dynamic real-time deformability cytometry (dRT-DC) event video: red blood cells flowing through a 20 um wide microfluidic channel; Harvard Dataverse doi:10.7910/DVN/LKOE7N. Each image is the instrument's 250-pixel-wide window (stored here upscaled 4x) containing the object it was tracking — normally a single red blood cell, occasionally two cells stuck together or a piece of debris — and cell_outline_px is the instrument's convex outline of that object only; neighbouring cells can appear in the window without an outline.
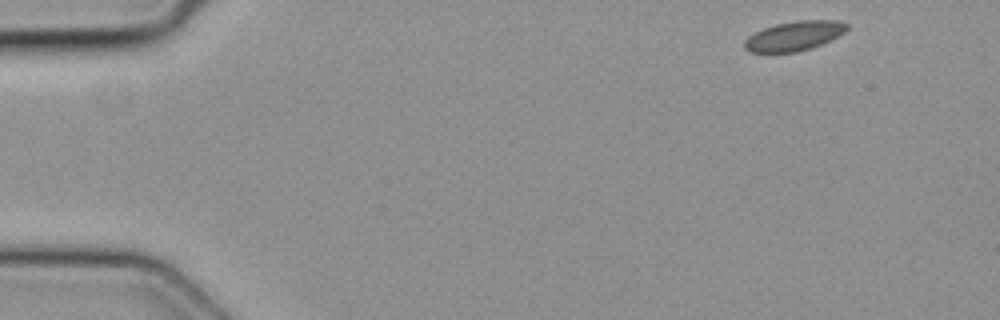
{"species": "common noctule bat (a hibernating species)", "species_latin": "Nyctalus noctula", "temperature_condition": "cold", "stored_images_in_passage": 43, "camera_frame_rate_fps": 3000, "um_per_image_px": 0.085, "animal": {"sex": "female", "body_mass_g": 19.3, "forearm_length_mm": 54.1}, "frame": {"image": 1, "passage_image": 1, "time_ms": 0.0, "image_size_px": [1000, 320], "cell_outline_px": [[848, 28], [844, 32], [812, 48], [796, 52], [748, 52], [744, 48], [744, 40], [748, 36], [764, 28], [776, 24], [796, 20], [840, 20], [848, 24]], "centroid_in_image_um": [67.49, 3.05], "position_along_channel_um": 17.5, "area_um2": 17.51}}
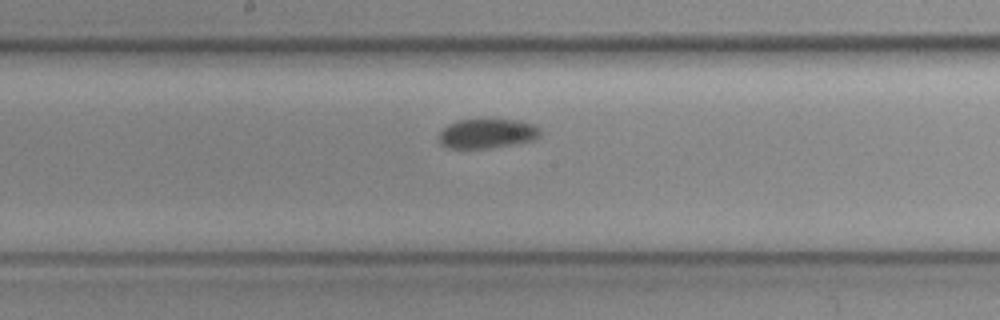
{"frame": {"image": 2, "passage_image": 22, "time_ms": 7.0, "image_size_px": [1000, 320], "cell_outline_px": [[540, 136], [536, 140], [512, 144], [484, 148], [448, 148], [440, 144], [440, 132], [448, 124], [460, 120], [512, 120], [532, 124], [540, 128]], "centroid_in_image_um": [41.41, 11.36], "position_along_channel_um": 206.8, "area_um2": 17.11}}
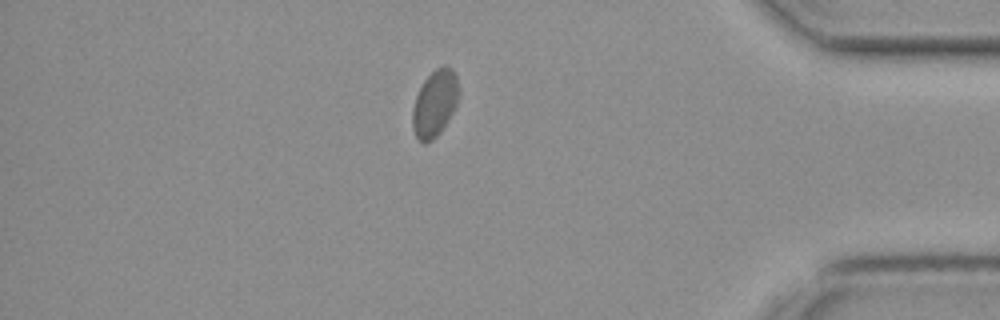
{"frame": {"image": 3, "passage_image": 38, "time_ms": 12.333, "image_size_px": [1000, 320], "cell_outline_px": [[456, 104], [452, 112], [440, 132], [432, 140], [424, 144], [416, 136], [412, 128], [412, 108], [416, 96], [424, 80], [436, 68], [444, 64], [452, 68], [456, 76]], "centroid_in_image_um": [36.91, 8.79], "position_along_channel_um": 398.3, "area_um2": 17.51}}